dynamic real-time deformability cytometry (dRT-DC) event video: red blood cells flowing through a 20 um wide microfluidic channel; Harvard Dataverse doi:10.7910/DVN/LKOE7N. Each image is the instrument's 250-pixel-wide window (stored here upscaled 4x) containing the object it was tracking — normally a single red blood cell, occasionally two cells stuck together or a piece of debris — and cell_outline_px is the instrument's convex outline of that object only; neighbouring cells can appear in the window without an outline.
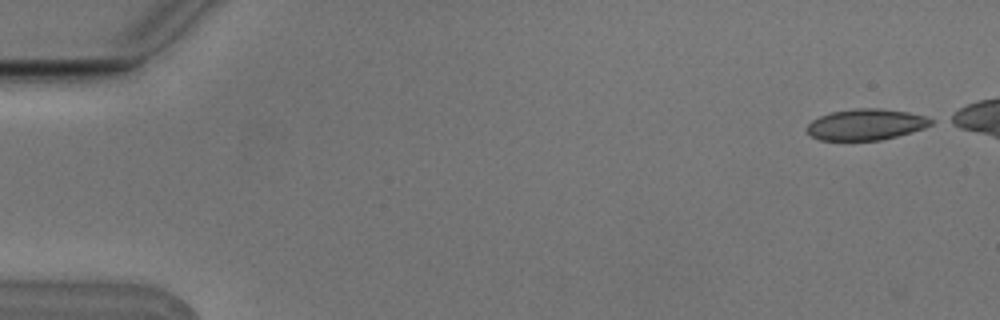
{"species": "Egyptian fruit bat (a non-hibernating species)", "species_latin": "Rousettus aegyptiacus", "temperature_condition": "cold", "stored_images_in_passage": 3, "segment_of_instrument_passage": [2, 2], "camera_frame_rate_fps": 3000, "um_per_image_px": 0.085, "animal": {"sex": "male"}, "frame": {"image": 1, "passage_image": 3, "time_ms": 0.667, "image_size_px": [1000, 320], "cell_outline_px": [[932, 124], [924, 128], [896, 136], [880, 140], [820, 140], [812, 136], [808, 132], [808, 124], [812, 120], [820, 116], [832, 112], [856, 108], [880, 108], [908, 112], [924, 116], [932, 120]], "centroid_in_image_um": [73.6, 10.58], "position_along_channel_um": 11.4, "area_um2": 22.2}}